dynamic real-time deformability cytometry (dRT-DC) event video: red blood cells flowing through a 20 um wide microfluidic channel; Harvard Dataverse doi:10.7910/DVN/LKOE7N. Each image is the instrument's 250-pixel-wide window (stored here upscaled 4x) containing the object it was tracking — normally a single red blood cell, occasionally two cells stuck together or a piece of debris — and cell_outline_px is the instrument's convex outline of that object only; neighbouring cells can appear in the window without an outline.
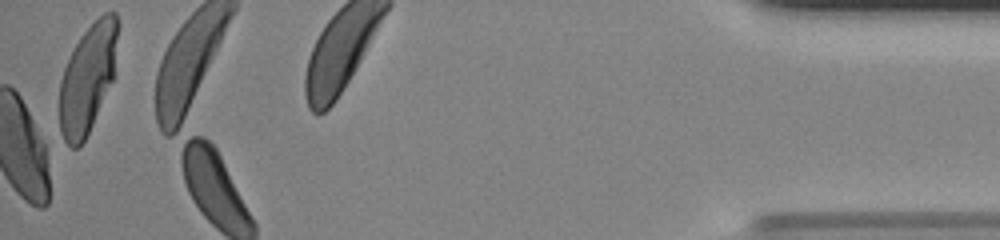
{"species": "human", "species_latin": "Homo sapiens", "temperature_condition": "room temperature", "stored_images_in_passage": 33, "camera_frame_rate_fps": 3000, "um_per_image_px": 0.085, "donor": {"sex": "male"}, "frame": {"image": 1, "passage_image": 33, "time_ms": 10.667, "image_size_px": [1000, 240], "cell_outline_px": [[120, 24], [112, 80], [92, 124], [84, 140], [76, 148], [72, 148], [60, 140], [60, 80], [64, 68], [80, 36], [104, 12], [116, 12]], "centroid_in_image_um": [7.45, 6.65], "position_along_channel_um": 427.8, "area_um2": 36.59}}